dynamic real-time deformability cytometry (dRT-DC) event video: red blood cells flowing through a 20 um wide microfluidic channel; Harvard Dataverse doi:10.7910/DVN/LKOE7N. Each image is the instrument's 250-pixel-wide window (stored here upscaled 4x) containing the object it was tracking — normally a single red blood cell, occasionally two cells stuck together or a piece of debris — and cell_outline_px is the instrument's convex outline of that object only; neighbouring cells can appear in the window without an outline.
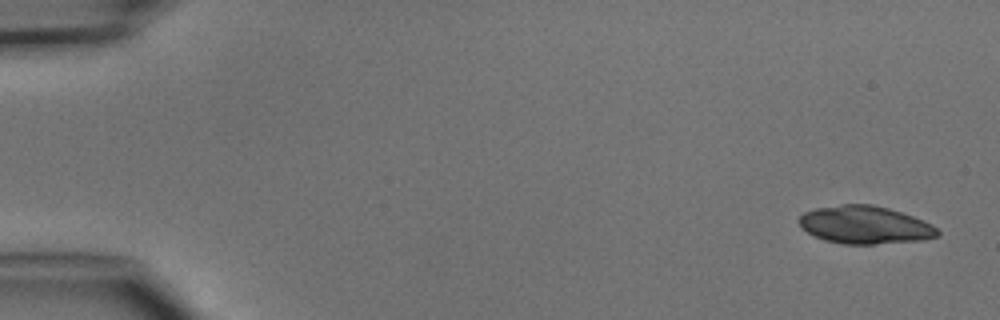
{"species": "common noctule bat (a hibernating species)", "species_latin": "Nyctalus noctula", "temperature_condition": "cold", "stored_images_in_passage": 4, "camera_frame_rate_fps": 3000, "um_per_image_px": 0.085, "animal": {"sex": "male", "body_mass_g": 15.6}, "frame": {"image": 1, "passage_image": 1, "time_ms": 0.0, "image_size_px": [1000, 320], "cell_outline_px": [[940, 236], [924, 240], [876, 244], [844, 244], [824, 240], [808, 232], [796, 220], [804, 212], [816, 208], [840, 204], [872, 204], [888, 208], [924, 220], [932, 224], [940, 232]], "centroid_in_image_um": [73.55, 19.12], "position_along_channel_um": 11.5, "area_um2": 30.63}}
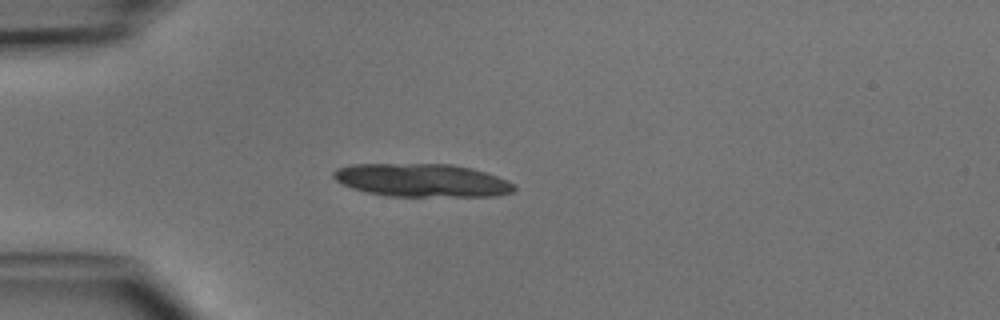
{"frame": {"image": 2, "passage_image": 4, "time_ms": 3.667, "image_size_px": [1000, 320], "cell_outline_px": [[516, 188], [512, 192], [496, 196], [388, 196], [368, 192], [352, 188], [336, 180], [332, 176], [332, 172], [336, 168], [352, 164], [452, 164], [472, 168], [508, 180], [516, 184]], "centroid_in_image_um": [35.88, 15.32], "position_along_channel_um": 49.1, "area_um2": 34.91}}